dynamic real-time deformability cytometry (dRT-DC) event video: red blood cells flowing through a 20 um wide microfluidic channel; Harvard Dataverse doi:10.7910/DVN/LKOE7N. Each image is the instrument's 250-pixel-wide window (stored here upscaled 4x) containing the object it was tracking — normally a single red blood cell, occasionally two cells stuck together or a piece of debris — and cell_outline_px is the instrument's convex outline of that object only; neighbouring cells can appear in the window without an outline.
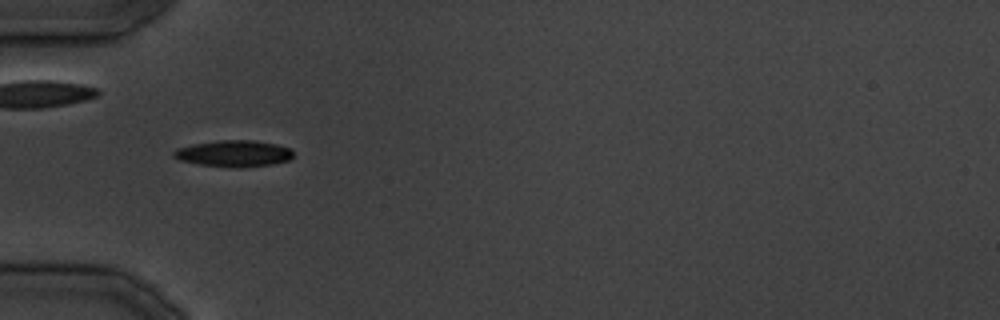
{"species": "common noctule bat (a hibernating species)", "species_latin": "Nyctalus noctula", "temperature_condition": "cold", "stored_images_in_passage": 7, "camera_frame_rate_fps": 3000, "um_per_image_px": 0.085, "animal": {"sex": "male", "body_mass_g": 19.5, "forearm_length_mm": 54.6}, "frame": {"image": 1, "passage_image": 3, "time_ms": 2.0, "image_size_px": [1000, 320], "cell_outline_px": [[292, 156], [288, 160], [272, 164], [240, 168], [200, 164], [180, 160], [172, 156], [172, 152], [176, 148], [192, 144], [220, 140], [252, 140], [276, 144], [288, 148], [292, 152]], "centroid_in_image_um": [19.83, 13.04], "position_along_channel_um": 65.2, "area_um2": 18.26}}